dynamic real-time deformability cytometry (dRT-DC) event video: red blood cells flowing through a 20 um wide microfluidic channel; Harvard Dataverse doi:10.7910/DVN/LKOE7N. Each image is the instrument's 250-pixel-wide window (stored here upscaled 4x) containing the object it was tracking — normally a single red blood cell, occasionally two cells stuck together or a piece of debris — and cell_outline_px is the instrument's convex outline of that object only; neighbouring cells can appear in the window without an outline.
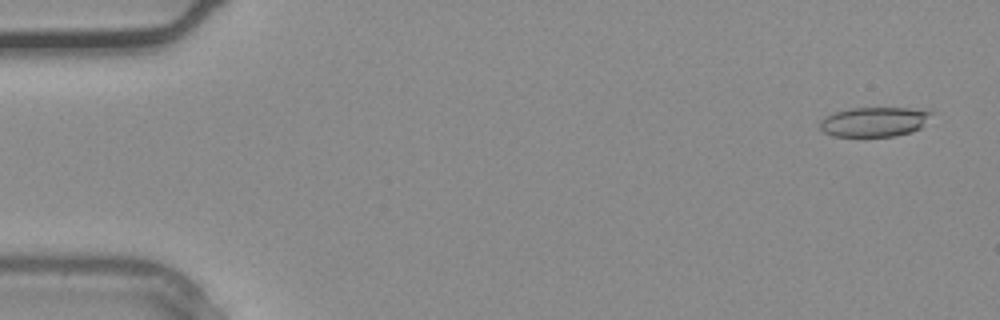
{"species": "common noctule bat (a hibernating species)", "species_latin": "Nyctalus noctula", "temperature_condition": "warm", "stored_images_in_passage": 36, "camera_frame_rate_fps": 3000, "um_per_image_px": 0.085, "animal": {"sex": "male", "body_mass_g": 20.4}, "frame": {"image": 1, "passage_image": 2, "time_ms": 0.333, "image_size_px": [1000, 320], "cell_outline_px": [[932, 112], [920, 128], [912, 132], [896, 136], [832, 136], [824, 132], [820, 128], [820, 120], [824, 116], [836, 112], [852, 108], [908, 108]], "centroid_in_image_um": [74.26, 10.36], "position_along_channel_um": 10.7, "area_um2": 19.02}}
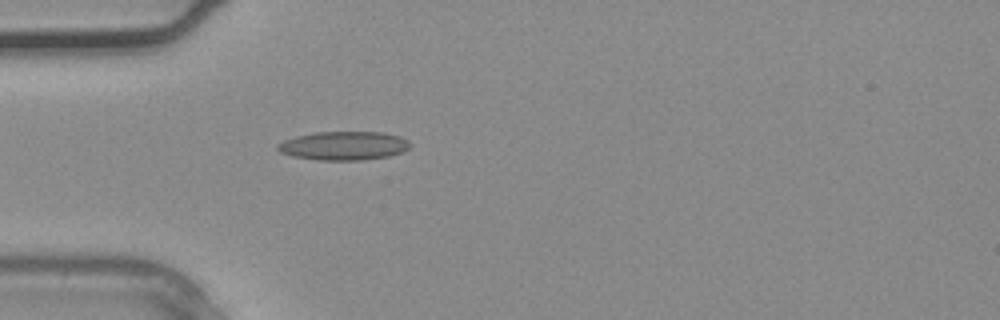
{"frame": {"image": 2, "passage_image": 11, "time_ms": 3.333, "image_size_px": [1000, 320], "cell_outline_px": [[412, 144], [408, 148], [400, 152], [388, 156], [360, 160], [316, 160], [292, 156], [280, 152], [276, 148], [276, 144], [284, 140], [296, 136], [316, 132], [384, 132], [400, 136], [408, 140]], "centroid_in_image_um": [29.2, 12.38], "position_along_channel_um": 55.8, "area_um2": 22.2}}
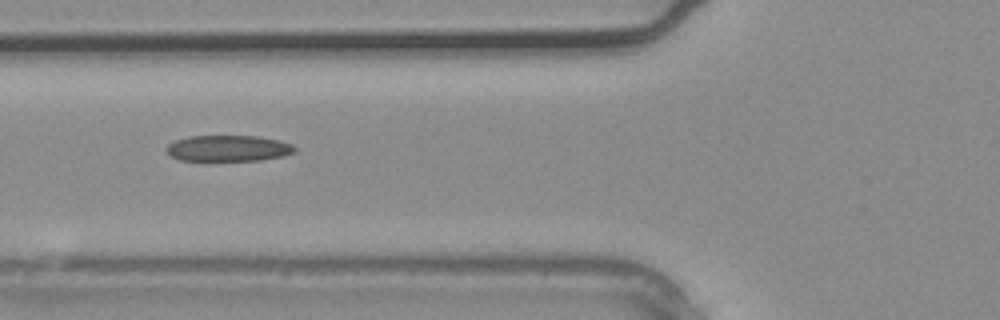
{"frame": {"image": 3, "passage_image": 14, "time_ms": 4.333, "image_size_px": [1000, 320], "cell_outline_px": [[296, 152], [284, 156], [260, 160], [180, 160], [172, 156], [164, 148], [168, 144], [176, 140], [188, 136], [256, 136], [280, 140], [292, 144], [296, 148]], "centroid_in_image_um": [19.43, 12.6], "position_along_channel_um": 106.4, "area_um2": 19.48}}